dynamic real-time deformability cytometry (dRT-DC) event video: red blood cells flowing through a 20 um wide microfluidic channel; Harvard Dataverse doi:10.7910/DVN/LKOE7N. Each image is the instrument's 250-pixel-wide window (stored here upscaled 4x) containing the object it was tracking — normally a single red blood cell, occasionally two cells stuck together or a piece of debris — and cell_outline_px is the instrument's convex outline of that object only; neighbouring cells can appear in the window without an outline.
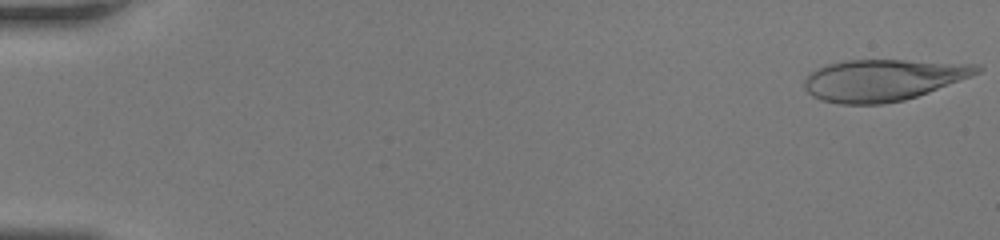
{"species": "human", "species_latin": "Homo sapiens", "temperature_condition": "room temperature", "stored_images_in_passage": 47, "camera_frame_rate_fps": 3000, "um_per_image_px": 0.085, "donor": {"sex": "female"}, "frame": {"image": 1, "passage_image": 1, "time_ms": 0.0, "image_size_px": [1000, 240], "cell_outline_px": [[984, 68], [980, 72], [928, 92], [904, 100], [884, 104], [840, 104], [820, 100], [812, 96], [804, 88], [804, 80], [808, 72], [816, 68], [828, 64], [844, 60], [904, 60], [980, 64]], "centroid_in_image_um": [75.01, 6.79], "position_along_channel_um": 10.0, "area_um2": 41.91}}
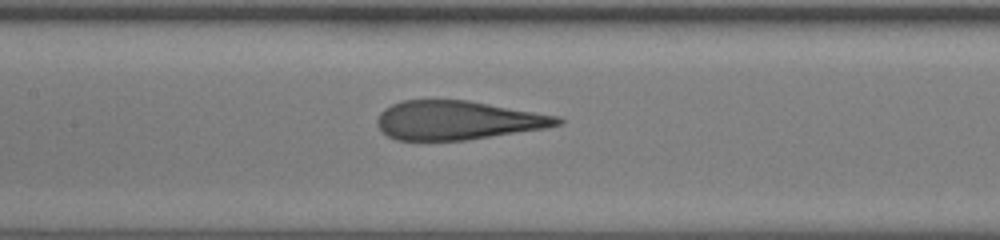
{"frame": {"image": 2, "passage_image": 24, "time_ms": 7.667, "image_size_px": [1000, 240], "cell_outline_px": [[564, 124], [548, 128], [468, 140], [396, 140], [380, 132], [376, 124], [376, 120], [380, 112], [384, 108], [392, 104], [404, 100], [468, 100], [560, 116], [564, 120]], "centroid_in_image_um": [38.92, 10.23], "position_along_channel_um": 168.5, "area_um2": 41.33}}
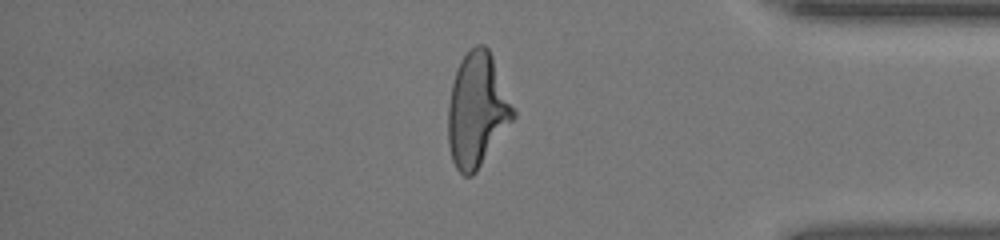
{"frame": {"image": 3, "passage_image": 40, "time_ms": 13.0, "image_size_px": [1000, 240], "cell_outline_px": [[516, 116], [476, 172], [472, 176], [464, 176], [456, 168], [452, 160], [448, 144], [448, 104], [452, 84], [460, 60], [476, 44], [484, 44], [488, 48], [492, 56], [516, 112]], "centroid_in_image_um": [40.55, 9.37], "position_along_channel_um": 394.7, "area_um2": 43.06}}